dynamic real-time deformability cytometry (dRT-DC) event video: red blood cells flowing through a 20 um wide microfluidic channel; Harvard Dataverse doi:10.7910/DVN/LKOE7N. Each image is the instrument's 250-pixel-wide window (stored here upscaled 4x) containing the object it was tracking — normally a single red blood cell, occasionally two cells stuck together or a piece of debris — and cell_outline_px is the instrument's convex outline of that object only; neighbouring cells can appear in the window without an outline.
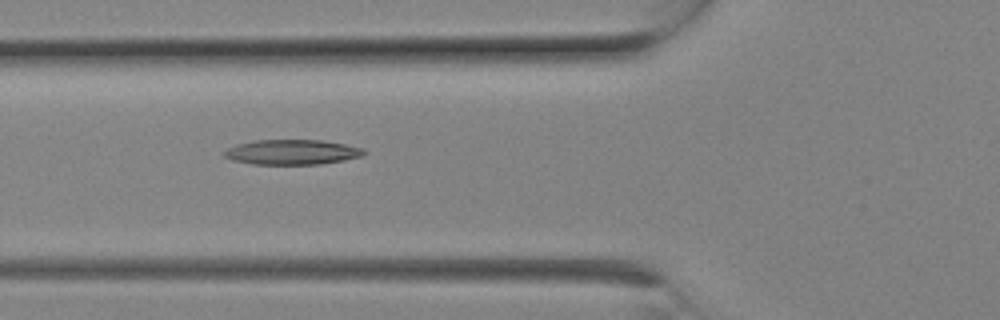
{"species": "Egyptian fruit bat (a non-hibernating species)", "species_latin": "Rousettus aegyptiacus", "temperature_condition": "room temperature", "stored_images_in_passage": 9, "camera_frame_rate_fps": 3000, "um_per_image_px": 0.085, "animal": {"sex": "female"}, "frame": {"image": 1, "passage_image": 8, "time_ms": 2.333, "image_size_px": [1000, 320], "cell_outline_px": [[364, 152], [360, 156], [344, 160], [320, 164], [252, 164], [232, 160], [224, 156], [224, 152], [228, 148], [236, 144], [252, 140], [320, 140], [344, 144], [364, 148]], "centroid_in_image_um": [24.78, 12.92], "position_along_channel_um": 101.0, "area_um2": 20.23}}
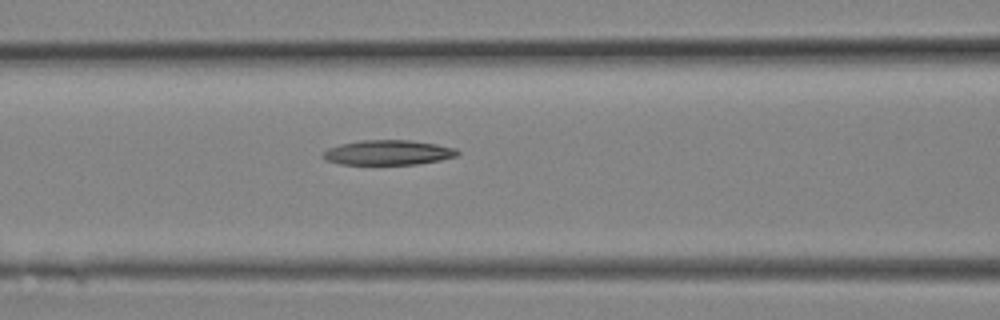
{"frame": {"image": 2, "passage_image": 9, "time_ms": 2.667, "image_size_px": [1000, 320], "cell_outline_px": [[460, 152], [456, 156], [440, 160], [416, 164], [340, 164], [324, 160], [320, 156], [328, 148], [340, 144], [360, 140], [408, 140], [436, 144], [456, 148]], "centroid_in_image_um": [32.95, 12.96], "position_along_channel_um": 133.6, "area_um2": 19.48}}